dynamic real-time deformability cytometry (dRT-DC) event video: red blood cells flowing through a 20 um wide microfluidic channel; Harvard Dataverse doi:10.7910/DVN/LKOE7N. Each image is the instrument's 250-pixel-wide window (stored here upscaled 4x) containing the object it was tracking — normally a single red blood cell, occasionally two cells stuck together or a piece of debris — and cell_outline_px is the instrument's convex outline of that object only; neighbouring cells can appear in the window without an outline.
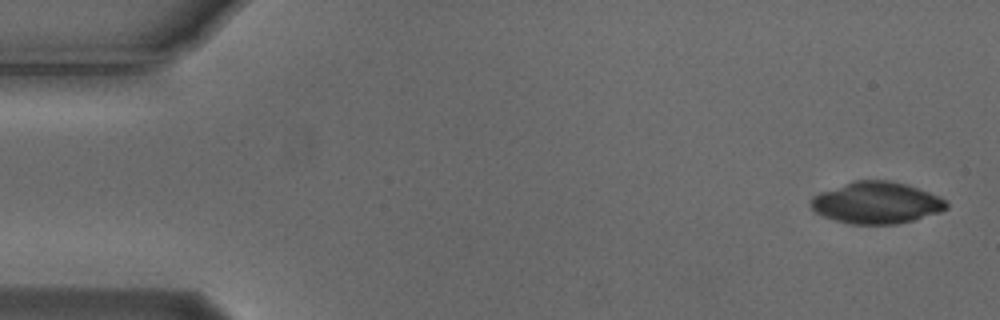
{"species": "Egyptian fruit bat (a non-hibernating species)", "species_latin": "Rousettus aegyptiacus", "temperature_condition": "cold", "stored_images_in_passage": 53, "camera_frame_rate_fps": 3000, "um_per_image_px": 0.085, "animal": {"sex": "male"}, "frame": {"image": 1, "passage_image": 1, "time_ms": 0.0, "image_size_px": [1000, 320], "cell_outline_px": [[948, 208], [940, 212], [912, 220], [896, 224], [852, 224], [836, 220], [824, 216], [816, 212], [808, 204], [812, 196], [820, 192], [856, 180], [888, 180], [908, 184], [940, 196], [948, 204]], "centroid_in_image_um": [74.5, 17.23], "position_along_channel_um": 10.5, "area_um2": 32.89}}